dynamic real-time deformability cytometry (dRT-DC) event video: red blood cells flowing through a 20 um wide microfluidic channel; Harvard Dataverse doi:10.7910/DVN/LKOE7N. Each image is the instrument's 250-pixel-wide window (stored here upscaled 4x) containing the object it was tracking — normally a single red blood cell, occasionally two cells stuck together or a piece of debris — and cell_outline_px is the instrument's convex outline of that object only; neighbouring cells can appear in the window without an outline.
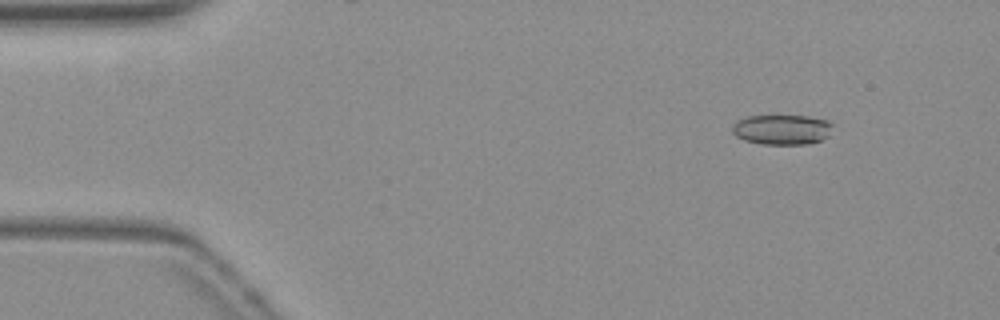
{"species": "common noctule bat (a hibernating species)", "species_latin": "Nyctalus noctula", "temperature_condition": "warm", "stored_images_in_passage": 12, "camera_frame_rate_fps": 3000, "um_per_image_px": 0.085, "animal": {"sex": "female", "body_mass_g": 19.3, "forearm_length_mm": 54.1}, "frame": {"image": 1, "passage_image": 1, "time_ms": 0.0, "image_size_px": [1000, 320], "cell_outline_px": [[832, 124], [824, 136], [820, 140], [804, 144], [760, 144], [744, 140], [736, 136], [732, 132], [732, 124], [736, 120], [748, 116], [804, 116], [824, 120]], "centroid_in_image_um": [66.34, 11.01], "position_along_channel_um": 18.7, "area_um2": 17.17}}
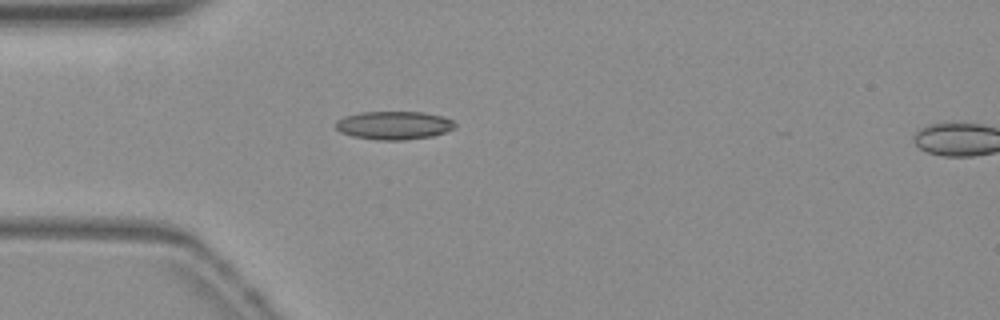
{"frame": {"image": 2, "passage_image": 10, "time_ms": 3.0, "image_size_px": [1000, 320], "cell_outline_px": [[456, 124], [452, 128], [444, 132], [432, 136], [404, 140], [376, 140], [352, 136], [340, 132], [336, 128], [336, 120], [344, 116], [360, 112], [424, 112], [440, 116], [452, 120]], "centroid_in_image_um": [33.43, 10.65], "position_along_channel_um": 51.6, "area_um2": 19.59}}